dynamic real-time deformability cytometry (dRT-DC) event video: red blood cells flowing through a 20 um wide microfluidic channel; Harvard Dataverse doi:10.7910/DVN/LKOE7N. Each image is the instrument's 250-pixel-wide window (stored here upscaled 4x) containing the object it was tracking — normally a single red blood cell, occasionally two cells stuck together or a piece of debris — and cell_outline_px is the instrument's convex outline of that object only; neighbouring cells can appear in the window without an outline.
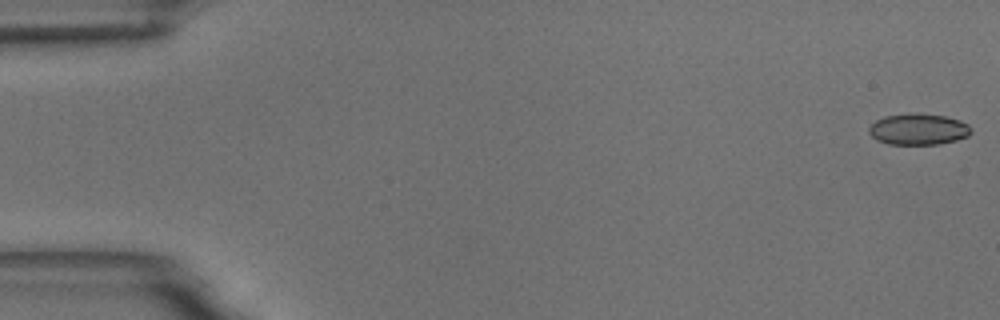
{"species": "common noctule bat (a hibernating species)", "species_latin": "Nyctalus noctula", "temperature_condition": "room temperature", "stored_images_in_passage": 56, "camera_frame_rate_fps": 3000, "um_per_image_px": 0.085, "animal": {"sex": "male", "body_mass_g": 18.8}, "frame": {"image": 1, "passage_image": 1, "time_ms": 0.0, "image_size_px": [1000, 320], "cell_outline_px": [[972, 132], [968, 136], [956, 140], [936, 144], [888, 144], [876, 140], [868, 132], [868, 128], [876, 120], [884, 116], [912, 112], [944, 116], [960, 120], [968, 124], [972, 128]], "centroid_in_image_um": [78.05, 10.97], "position_along_channel_um": 6.9, "area_um2": 18.73}}
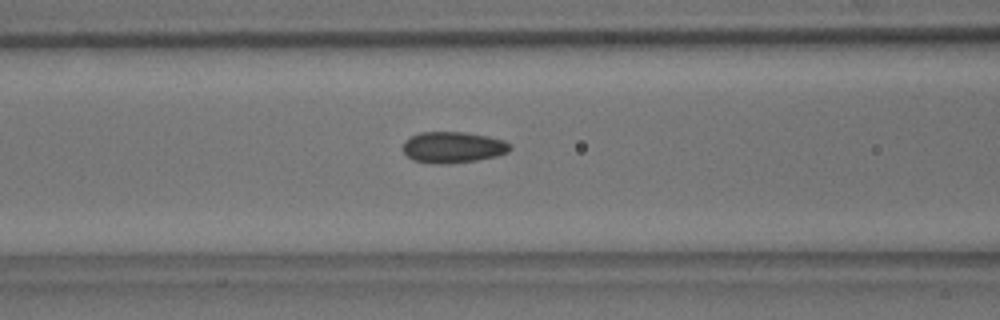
{"frame": {"image": 2, "passage_image": 23, "time_ms": 7.333, "image_size_px": [1000, 320], "cell_outline_px": [[512, 148], [508, 152], [496, 156], [476, 160], [448, 164], [432, 164], [412, 160], [404, 152], [404, 140], [420, 132], [464, 132], [488, 136], [504, 140], [512, 144]], "centroid_in_image_um": [38.52, 12.52], "position_along_channel_um": 128.1, "area_um2": 19.59}}
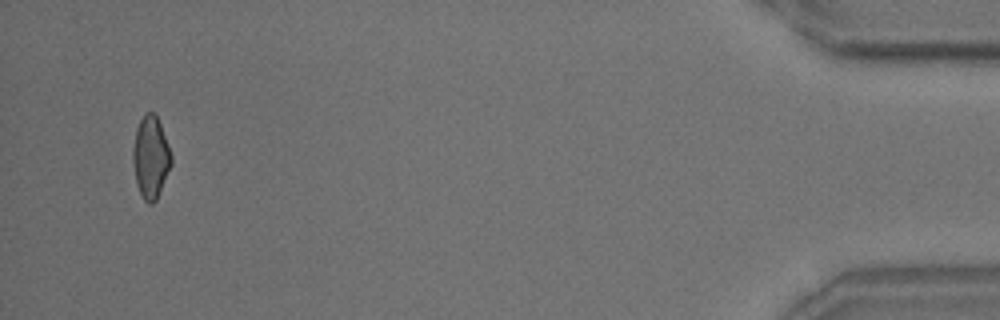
{"frame": {"image": 3, "passage_image": 54, "time_ms": 17.667, "image_size_px": [1000, 320], "cell_outline_px": [[172, 164], [156, 200], [152, 204], [148, 204], [144, 200], [136, 184], [132, 160], [132, 148], [136, 128], [144, 112], [152, 112], [156, 116], [160, 124], [168, 144], [172, 156]], "centroid_in_image_um": [12.79, 13.37], "position_along_channel_um": 422.4, "area_um2": 18.44}, "authors_computed_cell_mechanics": {"area_um2": 19.0162, "velocity_mm_per_s": 3.6222, "shape_relaxation_time_tau1_ms": 6.0876, "shape_relaxation_time_tau2_ms": 1.7286, "deformation_change_tau1": 0.1138, "deformation_change_tau2": 0.0728}}